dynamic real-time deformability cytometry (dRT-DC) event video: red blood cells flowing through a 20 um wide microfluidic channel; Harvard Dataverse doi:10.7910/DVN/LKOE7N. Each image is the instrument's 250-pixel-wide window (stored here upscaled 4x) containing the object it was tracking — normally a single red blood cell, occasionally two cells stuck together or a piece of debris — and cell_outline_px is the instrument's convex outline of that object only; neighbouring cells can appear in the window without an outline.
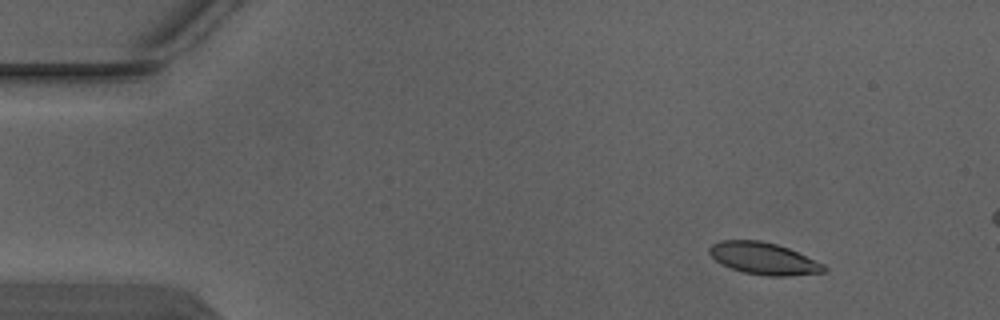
{"species": "Egyptian fruit bat (a non-hibernating species)", "species_latin": "Rousettus aegyptiacus", "temperature_condition": "warm", "stored_images_in_passage": 4, "camera_frame_rate_fps": 3000, "um_per_image_px": 0.085, "animal": {"sex": "male"}, "frame": {"image": 1, "passage_image": 1, "time_ms": 0.0, "image_size_px": [1000, 320], "cell_outline_px": [[828, 268], [824, 272], [788, 276], [768, 276], [744, 272], [720, 264], [708, 252], [708, 248], [712, 244], [720, 240], [760, 240], [776, 244], [788, 248], [824, 264]], "centroid_in_image_um": [64.9, 21.97], "position_along_channel_um": 20.1, "area_um2": 21.27}}